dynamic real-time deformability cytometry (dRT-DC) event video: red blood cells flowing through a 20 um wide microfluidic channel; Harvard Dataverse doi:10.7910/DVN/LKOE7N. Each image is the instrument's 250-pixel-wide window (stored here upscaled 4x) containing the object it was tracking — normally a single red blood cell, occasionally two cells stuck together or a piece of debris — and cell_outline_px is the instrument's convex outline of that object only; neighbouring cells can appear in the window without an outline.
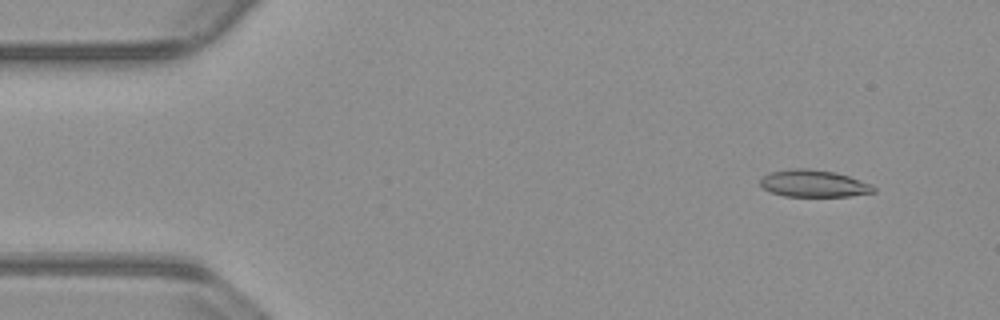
{"species": "common noctule bat (a hibernating species)", "species_latin": "Nyctalus noctula", "temperature_condition": "warm", "stored_images_in_passage": 51, "camera_frame_rate_fps": 3000, "um_per_image_px": 0.085, "animal": {"sex": "male", "body_mass_g": 23.1, "forearm_length_mm": 52.7}, "frame": {"image": 1, "passage_image": 5, "time_ms": 1.333, "image_size_px": [1000, 320], "cell_outline_px": [[876, 192], [848, 196], [784, 196], [772, 192], [764, 188], [760, 184], [760, 180], [764, 176], [772, 172], [788, 168], [808, 168], [836, 172], [872, 184], [876, 188]], "centroid_in_image_um": [69.19, 15.59], "position_along_channel_um": 15.8, "area_um2": 17.86}}
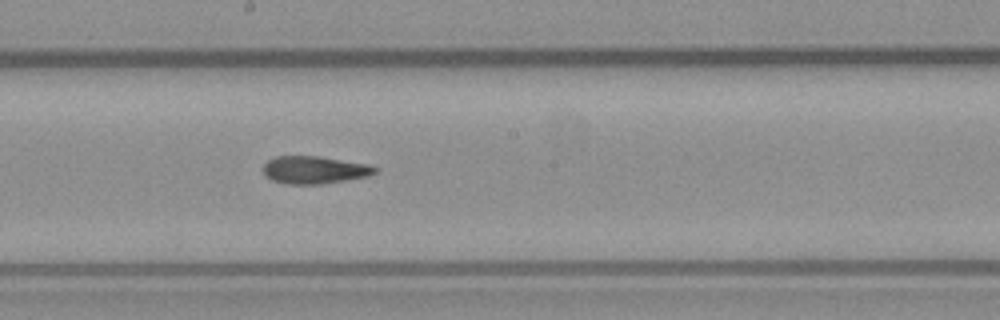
{"frame": {"image": 2, "passage_image": 29, "time_ms": 9.333, "image_size_px": [1000, 320], "cell_outline_px": [[376, 172], [368, 176], [348, 180], [320, 184], [288, 184], [272, 180], [264, 172], [264, 164], [268, 160], [276, 156], [320, 156], [368, 164], [376, 168]], "centroid_in_image_um": [26.74, 14.44], "position_along_channel_um": 221.5, "area_um2": 17.86}}
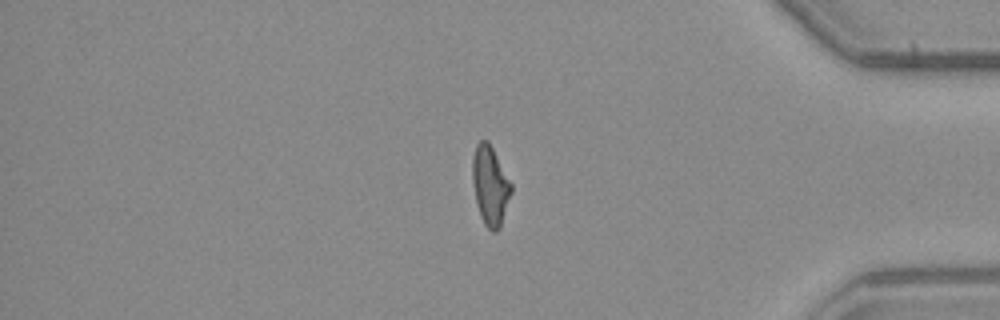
{"frame": {"image": 3, "passage_image": 45, "time_ms": 14.667, "image_size_px": [1000, 320], "cell_outline_px": [[512, 192], [500, 228], [496, 232], [492, 232], [484, 224], [480, 216], [476, 204], [472, 180], [472, 156], [476, 144], [480, 140], [488, 140], [512, 184]], "centroid_in_image_um": [41.66, 15.78], "position_along_channel_um": 393.5, "area_um2": 18.09}, "authors_computed_cell_mechanics": {"area_um2": 18.207, "velocity_mm_per_s": 3.8244, "shape_relaxation_time_tau1_ms": null, "shape_relaxation_time_tau2_ms": 8.394, "deformation_change_tau1": null, "deformation_change_tau2": 0.1734}}